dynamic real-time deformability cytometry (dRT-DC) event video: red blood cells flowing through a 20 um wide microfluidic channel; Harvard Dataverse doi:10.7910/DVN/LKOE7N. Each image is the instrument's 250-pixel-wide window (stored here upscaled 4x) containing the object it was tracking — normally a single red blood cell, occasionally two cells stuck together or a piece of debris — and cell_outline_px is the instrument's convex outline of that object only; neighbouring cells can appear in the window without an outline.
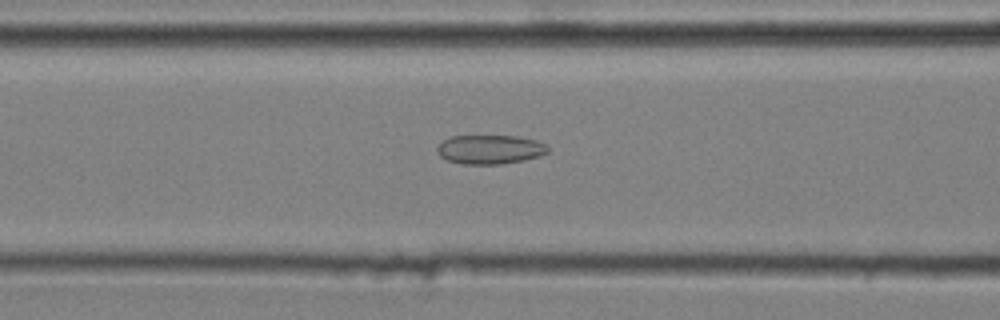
{"species": "common noctule bat (a hibernating species)", "species_latin": "Nyctalus noctula", "temperature_condition": "cold", "stored_images_in_passage": 34, "camera_frame_rate_fps": 3000, "um_per_image_px": 0.085, "animal": {"sex": "male", "body_mass_g": 20.4}, "frame": {"image": 1, "passage_image": 5, "time_ms": 1.333, "image_size_px": [1000, 320], "cell_outline_px": [[548, 152], [540, 156], [524, 160], [500, 164], [464, 164], [448, 160], [440, 156], [436, 148], [444, 140], [452, 136], [516, 136], [536, 140], [544, 144], [548, 148]], "centroid_in_image_um": [41.66, 12.7], "position_along_channel_um": 124.9, "area_um2": 18.61}}
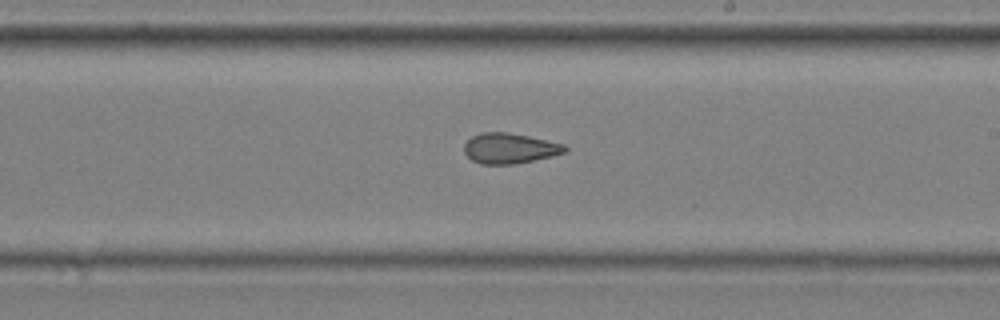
{"frame": {"image": 2, "passage_image": 15, "time_ms": 4.667, "image_size_px": [1000, 320], "cell_outline_px": [[568, 152], [552, 156], [516, 164], [480, 164], [472, 160], [464, 152], [464, 144], [472, 136], [480, 132], [508, 132], [528, 136], [564, 144], [568, 148]], "centroid_in_image_um": [43.33, 12.61], "position_along_channel_um": 245.7, "area_um2": 17.92}}
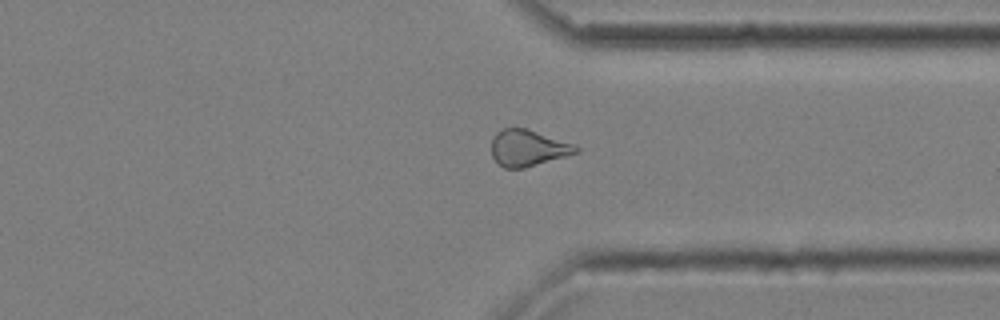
{"frame": {"image": 3, "passage_image": 25, "time_ms": 8.0, "image_size_px": [1000, 320], "cell_outline_px": [[580, 152], [524, 168], [504, 168], [492, 156], [492, 136], [500, 128], [528, 128], [576, 144], [580, 148]], "centroid_in_image_um": [44.9, 12.55], "position_along_channel_um": 366.5, "area_um2": 18.15}}